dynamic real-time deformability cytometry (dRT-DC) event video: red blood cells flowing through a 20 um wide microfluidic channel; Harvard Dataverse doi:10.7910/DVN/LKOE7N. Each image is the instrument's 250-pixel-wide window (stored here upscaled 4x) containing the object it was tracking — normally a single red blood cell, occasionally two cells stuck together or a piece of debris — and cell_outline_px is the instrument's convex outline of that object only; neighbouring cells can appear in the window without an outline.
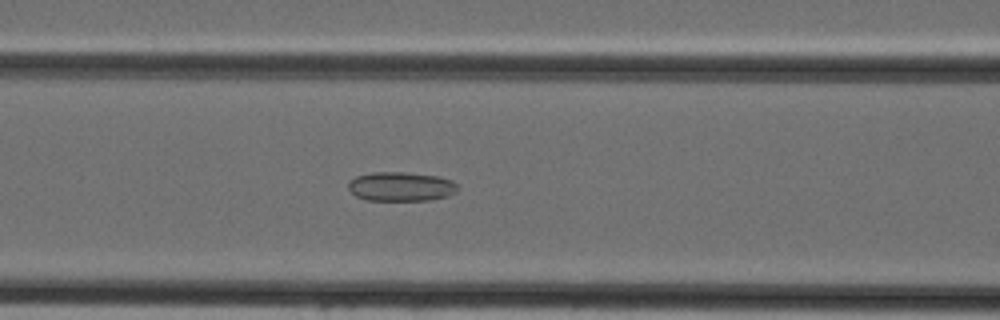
{"species": "Egyptian fruit bat (a non-hibernating species)", "species_latin": "Rousettus aegyptiacus", "temperature_condition": "cold", "stored_images_in_passage": 43, "camera_frame_rate_fps": 3000, "um_per_image_px": 0.085, "animal": {"sex": "female"}, "frame": {"image": 1, "passage_image": 15, "time_ms": 4.667, "image_size_px": [1000, 320], "cell_outline_px": [[456, 192], [448, 196], [432, 200], [368, 200], [356, 196], [348, 188], [348, 184], [356, 176], [372, 172], [404, 172], [436, 176], [452, 180], [456, 184]], "centroid_in_image_um": [34.08, 15.86], "position_along_channel_um": 132.5, "area_um2": 18.5}}
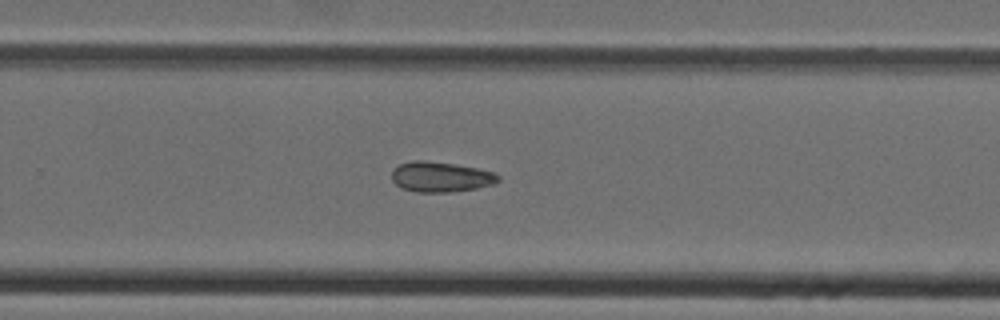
{"frame": {"image": 2, "passage_image": 26, "time_ms": 8.333, "image_size_px": [1000, 320], "cell_outline_px": [[500, 180], [496, 184], [476, 188], [452, 192], [416, 192], [400, 188], [392, 180], [392, 168], [400, 164], [412, 160], [424, 160], [456, 164], [476, 168], [492, 172], [500, 176]], "centroid_in_image_um": [37.44, 15.03], "position_along_channel_um": 292.4, "area_um2": 18.96}}
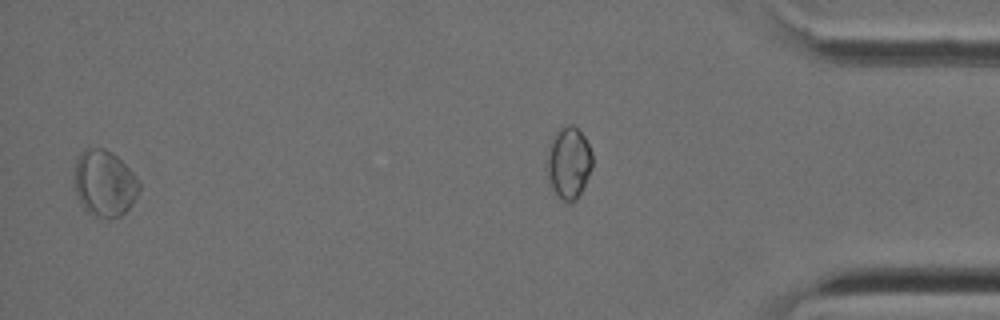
{"frame": {"image": 3, "passage_image": 41, "time_ms": 13.333, "image_size_px": [1000, 320], "cell_outline_px": [[140, 188], [132, 204], [120, 216], [96, 216], [88, 212], [84, 208], [76, 192], [76, 160], [80, 152], [84, 148], [104, 148], [112, 152], [140, 180]], "centroid_in_image_um": [8.9, 15.55], "position_along_channel_um": 426.3, "area_um2": 24.51}}